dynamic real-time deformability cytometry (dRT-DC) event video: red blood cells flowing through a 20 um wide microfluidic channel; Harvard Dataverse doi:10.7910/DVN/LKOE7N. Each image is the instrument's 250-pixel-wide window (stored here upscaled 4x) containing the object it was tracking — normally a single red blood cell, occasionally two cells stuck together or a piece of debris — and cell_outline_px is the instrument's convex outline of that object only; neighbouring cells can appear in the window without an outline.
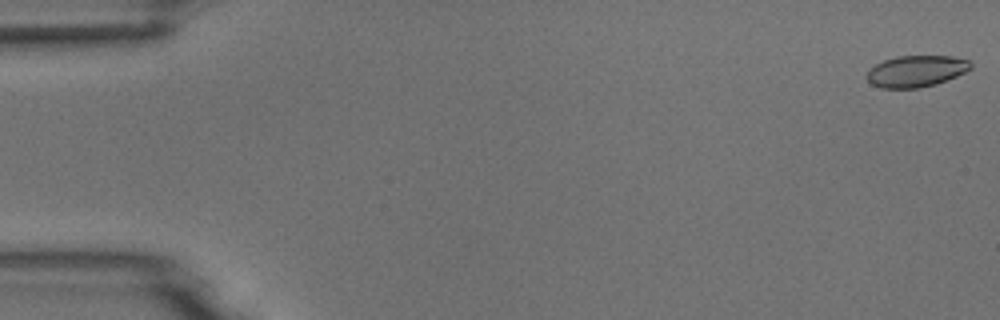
{"species": "common noctule bat (a hibernating species)", "species_latin": "Nyctalus noctula", "temperature_condition": "room temperature", "stored_images_in_passage": 4, "camera_frame_rate_fps": 3000, "um_per_image_px": 0.085, "animal": {"sex": "male", "body_mass_g": 18.8}, "frame": {"image": 1, "passage_image": 1, "time_ms": 0.0, "image_size_px": [1000, 320], "cell_outline_px": [[972, 68], [956, 76], [936, 84], [920, 88], [880, 88], [872, 84], [868, 80], [868, 68], [884, 60], [896, 56], [952, 56], [968, 60], [972, 64]], "centroid_in_image_um": [77.87, 6.05], "position_along_channel_um": 7.1, "area_um2": 19.02}}
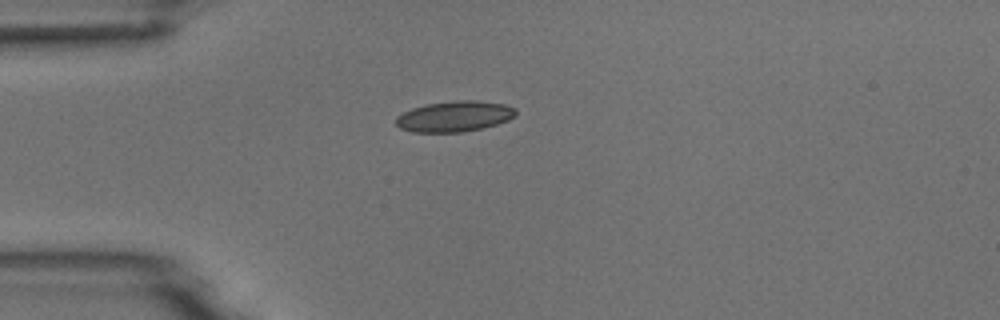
{"frame": {"image": 2, "passage_image": 4, "time_ms": 4.333, "image_size_px": [1000, 320], "cell_outline_px": [[516, 116], [508, 120], [484, 128], [464, 132], [412, 132], [400, 128], [396, 124], [396, 116], [412, 108], [428, 104], [456, 100], [476, 100], [504, 104], [516, 108]], "centroid_in_image_um": [38.65, 9.89], "position_along_channel_um": 46.4, "area_um2": 21.5}}